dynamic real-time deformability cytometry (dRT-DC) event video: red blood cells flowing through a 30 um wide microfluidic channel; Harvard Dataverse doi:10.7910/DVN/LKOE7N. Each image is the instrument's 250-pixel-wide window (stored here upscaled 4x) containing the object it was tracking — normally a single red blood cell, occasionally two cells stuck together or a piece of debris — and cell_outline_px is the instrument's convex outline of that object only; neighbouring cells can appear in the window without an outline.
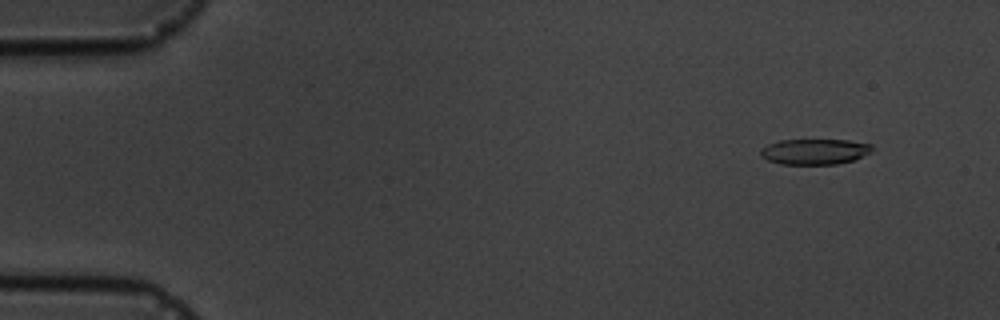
{"species": "common noctule bat (a hibernating species)", "species_latin": "Nyctalus noctula", "temperature_condition": "cold", "stored_images_in_passage": 7, "camera_frame_rate_fps": 3000, "um_per_image_px": 0.085, "animal": {"sex": "male", "body_mass_g": 19.5, "forearm_length_mm": 54.6}, "frame": {"image": 1, "passage_image": 2, "time_ms": 1.333, "image_size_px": [1000, 320], "cell_outline_px": [[872, 152], [852, 160], [836, 164], [780, 164], [768, 160], [760, 156], [760, 148], [768, 144], [780, 140], [848, 140], [872, 144]], "centroid_in_image_um": [69.22, 12.88], "position_along_channel_um": 15.8, "area_um2": 16.65}}
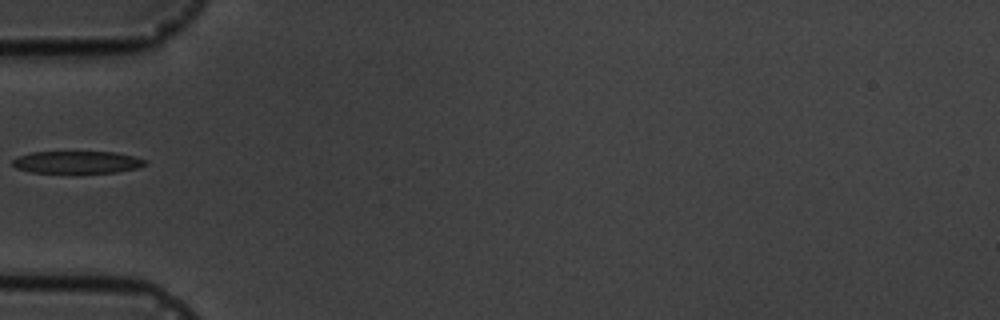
{"frame": {"image": 2, "passage_image": 6, "time_ms": 6.0, "image_size_px": [1000, 320], "cell_outline_px": [[148, 164], [140, 168], [116, 172], [32, 172], [16, 168], [12, 164], [12, 160], [20, 156], [32, 152], [116, 152], [148, 160]], "centroid_in_image_um": [6.62, 13.78], "position_along_channel_um": 78.4, "area_um2": 17.11}}
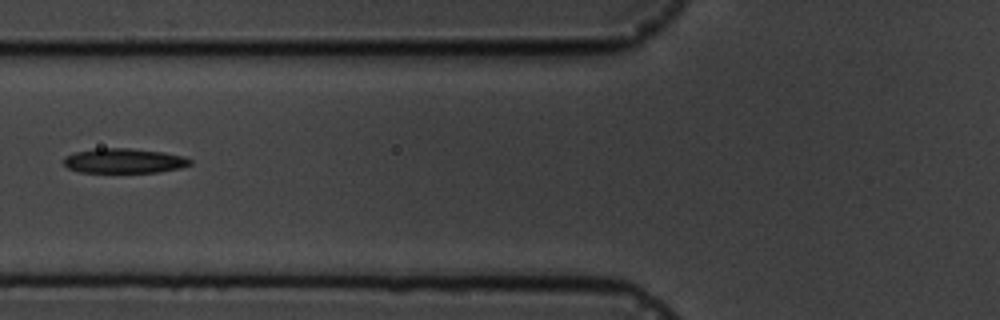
{"frame": {"image": 3, "passage_image": 7, "time_ms": 7.0, "image_size_px": [1000, 320], "cell_outline_px": [[192, 164], [180, 168], [156, 172], [80, 172], [68, 168], [64, 164], [64, 156], [72, 152], [96, 148], [128, 148], [164, 152], [184, 156], [192, 160]], "centroid_in_image_um": [10.53, 13.66], "position_along_channel_um": 115.3, "area_um2": 18.32}}